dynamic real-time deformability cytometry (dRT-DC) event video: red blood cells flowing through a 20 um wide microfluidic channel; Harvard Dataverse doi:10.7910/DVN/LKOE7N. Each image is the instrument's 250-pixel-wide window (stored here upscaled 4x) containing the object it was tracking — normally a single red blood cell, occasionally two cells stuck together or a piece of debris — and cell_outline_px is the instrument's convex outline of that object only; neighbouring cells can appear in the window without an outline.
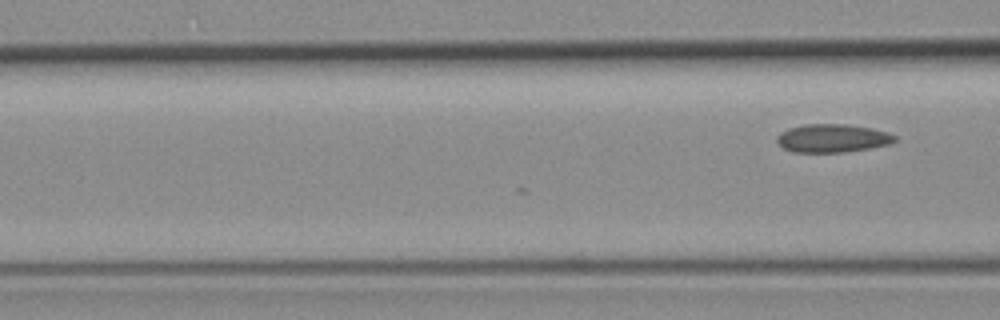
{"species": "common noctule bat (a hibernating species)", "species_latin": "Nyctalus noctula", "temperature_condition": "room temperature", "stored_images_in_passage": 10, "camera_frame_rate_fps": 3000, "um_per_image_px": 0.085, "animal": {"sex": "female", "body_mass_g": 19.3, "forearm_length_mm": 54.1}, "frame": {"image": 1, "passage_image": 10, "time_ms": 3.0, "image_size_px": [1000, 320], "cell_outline_px": [[896, 140], [888, 144], [868, 148], [844, 152], [792, 152], [784, 148], [776, 140], [776, 136], [780, 132], [788, 128], [804, 124], [844, 124], [872, 128], [888, 132], [896, 136]], "centroid_in_image_um": [70.73, 11.74], "position_along_channel_um": 95.9, "area_um2": 19.36}}